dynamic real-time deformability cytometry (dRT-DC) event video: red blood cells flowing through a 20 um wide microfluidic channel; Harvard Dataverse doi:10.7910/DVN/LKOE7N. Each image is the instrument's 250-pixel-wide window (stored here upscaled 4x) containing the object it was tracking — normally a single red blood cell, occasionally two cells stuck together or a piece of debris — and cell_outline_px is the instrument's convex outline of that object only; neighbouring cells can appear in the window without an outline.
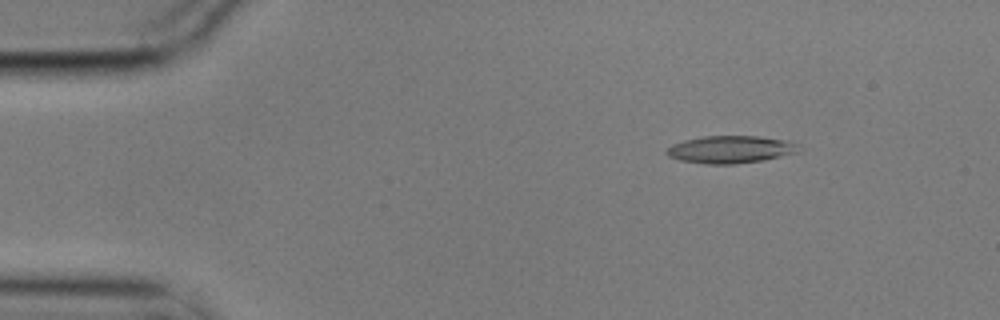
{"species": "common noctule bat (a hibernating species)", "species_latin": "Nyctalus noctula", "temperature_condition": "cold", "stored_images_in_passage": 13, "camera_frame_rate_fps": 3000, "um_per_image_px": 0.085, "animal": {"sex": "male", "body_mass_g": 17.9}, "frame": {"image": 1, "passage_image": 2, "time_ms": 0.333, "image_size_px": [1000, 320], "cell_outline_px": [[800, 152], [764, 160], [736, 164], [704, 164], [680, 160], [668, 156], [664, 152], [672, 144], [684, 140], [704, 136], [756, 136], [788, 140], [800, 144]], "centroid_in_image_um": [62.13, 12.7], "position_along_channel_um": 22.9, "area_um2": 21.39}}
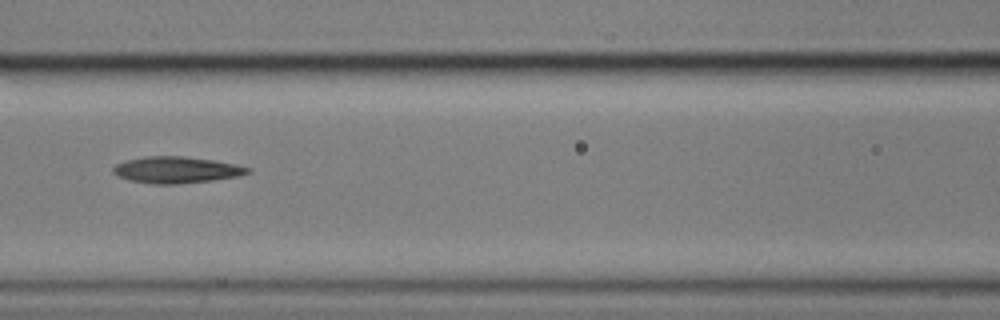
{"frame": {"image": 2, "passage_image": 6, "time_ms": 1.667, "image_size_px": [1000, 320], "cell_outline_px": [[252, 172], [240, 176], [212, 180], [176, 184], [152, 184], [128, 180], [112, 172], [112, 168], [116, 164], [128, 160], [144, 156], [184, 156], [212, 160], [236, 164], [252, 168]], "centroid_in_image_um": [15.02, 14.44], "position_along_channel_um": 151.6, "area_um2": 20.81}}
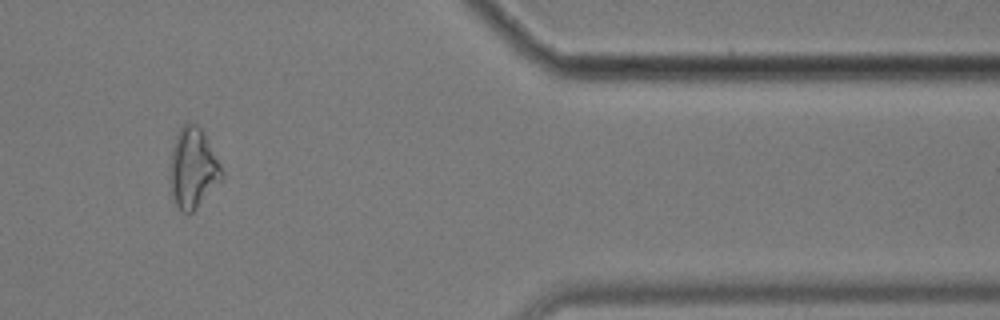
{"frame": {"image": 3, "passage_image": 12, "time_ms": 3.667, "image_size_px": [1000, 320], "cell_outline_px": [[224, 180], [188, 216], [180, 212], [172, 196], [168, 180], [168, 164], [172, 148], [176, 136], [180, 128], [184, 124], [196, 124], [204, 132], [224, 172]], "centroid_in_image_um": [16.39, 14.35], "position_along_channel_um": 395.0, "area_um2": 24.91}}